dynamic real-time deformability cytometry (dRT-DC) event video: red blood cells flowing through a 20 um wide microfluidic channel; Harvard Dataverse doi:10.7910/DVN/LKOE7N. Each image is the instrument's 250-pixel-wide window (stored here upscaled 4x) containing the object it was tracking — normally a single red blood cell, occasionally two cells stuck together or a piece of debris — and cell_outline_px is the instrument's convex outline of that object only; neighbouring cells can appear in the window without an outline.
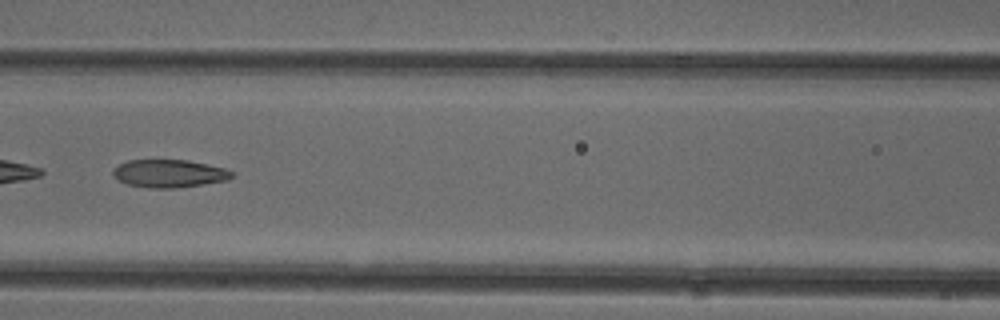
{"species": "common noctule bat (a hibernating species)", "species_latin": "Nyctalus noctula", "temperature_condition": "cold", "stored_images_in_passage": 19, "camera_frame_rate_fps": 3000, "um_per_image_px": 0.085, "animal": {"sex": "female"}, "frame": {"image": 1, "passage_image": 8, "time_ms": 2.333, "image_size_px": [1000, 320], "cell_outline_px": [[236, 176], [228, 180], [204, 184], [176, 188], [148, 188], [128, 184], [120, 180], [112, 172], [112, 168], [128, 160], [188, 160], [208, 164], [224, 168], [232, 172]], "centroid_in_image_um": [14.42, 14.75], "position_along_channel_um": 152.2, "area_um2": 19.31}}
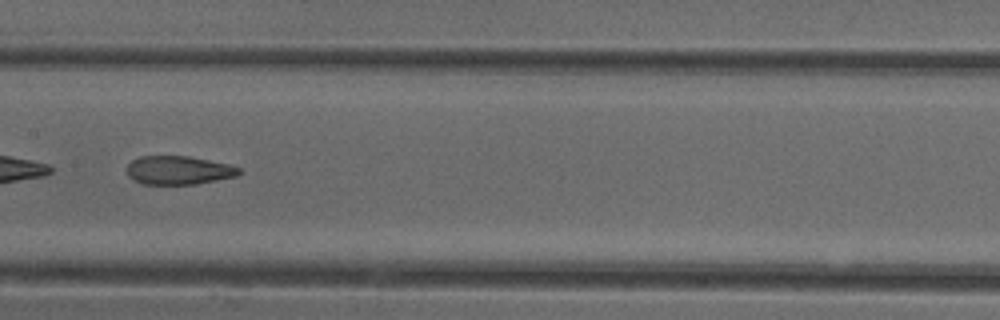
{"frame": {"image": 2, "passage_image": 11, "time_ms": 3.333, "image_size_px": [1000, 320], "cell_outline_px": [[244, 172], [236, 176], [196, 184], [144, 184], [128, 176], [128, 164], [132, 160], [140, 156], [188, 156], [228, 164], [240, 168]], "centroid_in_image_um": [15.21, 14.47], "position_along_channel_um": 192.2, "area_um2": 18.55}}